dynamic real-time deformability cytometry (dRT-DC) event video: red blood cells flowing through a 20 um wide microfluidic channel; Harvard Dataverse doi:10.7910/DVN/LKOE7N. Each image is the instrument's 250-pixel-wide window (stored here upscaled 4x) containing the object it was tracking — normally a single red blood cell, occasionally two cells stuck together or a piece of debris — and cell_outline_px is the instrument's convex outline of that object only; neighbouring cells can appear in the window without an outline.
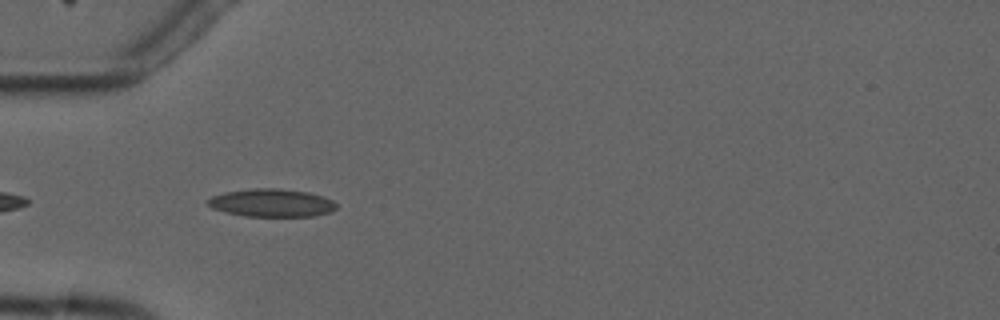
{"species": "common noctule bat (a hibernating species)", "species_latin": "Nyctalus noctula", "temperature_condition": "cold", "stored_images_in_passage": 5, "camera_frame_rate_fps": 3000, "um_per_image_px": 0.085, "animal": {"sex": "male", "forearm_length_mm": 52.5}, "frame": {"image": 1, "passage_image": 5, "time_ms": 4.667, "image_size_px": [1000, 320], "cell_outline_px": [[336, 208], [332, 212], [316, 216], [244, 216], [212, 208], [208, 204], [208, 200], [212, 196], [224, 192], [252, 188], [280, 188], [308, 192], [324, 196], [332, 200], [336, 204]], "centroid_in_image_um": [23.13, 17.24], "position_along_channel_um": 61.9, "area_um2": 20.98}}